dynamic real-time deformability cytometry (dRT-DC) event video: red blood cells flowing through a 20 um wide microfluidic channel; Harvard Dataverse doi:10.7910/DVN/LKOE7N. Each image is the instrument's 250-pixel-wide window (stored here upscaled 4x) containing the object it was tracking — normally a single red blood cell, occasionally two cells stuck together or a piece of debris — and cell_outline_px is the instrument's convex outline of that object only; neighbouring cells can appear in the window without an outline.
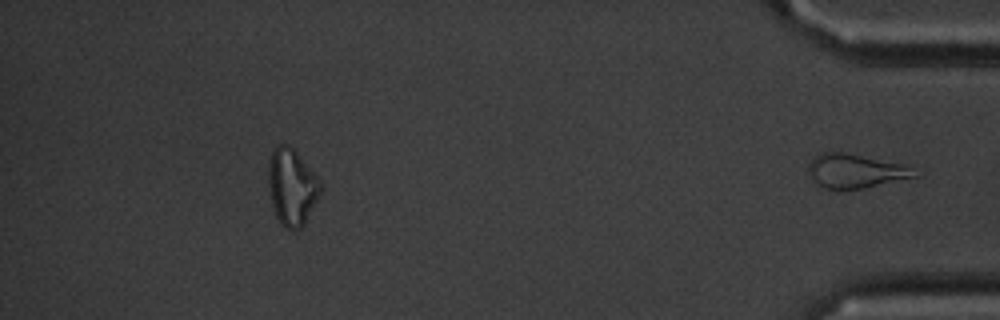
{"species": "common noctule bat (a hibernating species)", "species_latin": "Nyctalus noctula", "temperature_condition": "cold", "stored_images_in_passage": 46, "segment_of_instrument_passage": [2, 2], "camera_frame_rate_fps": 3000, "um_per_image_px": 0.085, "animal": {"sex": "male", "body_mass_g": 20.1, "forearm_length_mm": 53.5}, "frame": {"image": 1, "passage_image": 46, "time_ms": 15.0, "image_size_px": [1000, 320], "cell_outline_px": [[920, 176], [864, 188], [836, 192], [832, 192], [820, 188], [808, 176], [808, 164], [820, 152], [844, 152], [908, 164]], "centroid_in_image_um": [72.68, 14.57], "position_along_channel_um": 362.5, "area_um2": 22.02}}